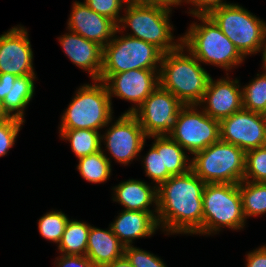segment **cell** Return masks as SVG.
I'll list each match as a JSON object with an SVG mask.
<instances>
[{
    "instance_id": "cell-1",
    "label": "cell",
    "mask_w": 266,
    "mask_h": 267,
    "mask_svg": "<svg viewBox=\"0 0 266 267\" xmlns=\"http://www.w3.org/2000/svg\"><path fill=\"white\" fill-rule=\"evenodd\" d=\"M203 182L191 169L157 188V222L168 234H196L203 227Z\"/></svg>"
},
{
    "instance_id": "cell-2",
    "label": "cell",
    "mask_w": 266,
    "mask_h": 267,
    "mask_svg": "<svg viewBox=\"0 0 266 267\" xmlns=\"http://www.w3.org/2000/svg\"><path fill=\"white\" fill-rule=\"evenodd\" d=\"M184 49L181 44L175 50L163 53L159 85L184 105H199L211 76L190 52L186 55Z\"/></svg>"
},
{
    "instance_id": "cell-3",
    "label": "cell",
    "mask_w": 266,
    "mask_h": 267,
    "mask_svg": "<svg viewBox=\"0 0 266 267\" xmlns=\"http://www.w3.org/2000/svg\"><path fill=\"white\" fill-rule=\"evenodd\" d=\"M202 23H192L182 37V44L200 63L230 71L244 57L208 15H195Z\"/></svg>"
},
{
    "instance_id": "cell-4",
    "label": "cell",
    "mask_w": 266,
    "mask_h": 267,
    "mask_svg": "<svg viewBox=\"0 0 266 267\" xmlns=\"http://www.w3.org/2000/svg\"><path fill=\"white\" fill-rule=\"evenodd\" d=\"M84 84L64 111L59 130L92 129L109 126L112 122V99L106 84L101 80ZM98 83V84H97Z\"/></svg>"
},
{
    "instance_id": "cell-5",
    "label": "cell",
    "mask_w": 266,
    "mask_h": 267,
    "mask_svg": "<svg viewBox=\"0 0 266 267\" xmlns=\"http://www.w3.org/2000/svg\"><path fill=\"white\" fill-rule=\"evenodd\" d=\"M171 7L126 4L124 10L126 14L121 17L117 31L118 33L122 29L126 31L129 27L133 33L128 36L151 43L163 53L173 51L182 44V37L178 38L180 43L173 41L175 38L171 33L173 25L169 20Z\"/></svg>"
},
{
    "instance_id": "cell-6",
    "label": "cell",
    "mask_w": 266,
    "mask_h": 267,
    "mask_svg": "<svg viewBox=\"0 0 266 267\" xmlns=\"http://www.w3.org/2000/svg\"><path fill=\"white\" fill-rule=\"evenodd\" d=\"M191 170L206 184H239L245 174L246 152L219 140L193 154Z\"/></svg>"
},
{
    "instance_id": "cell-7",
    "label": "cell",
    "mask_w": 266,
    "mask_h": 267,
    "mask_svg": "<svg viewBox=\"0 0 266 267\" xmlns=\"http://www.w3.org/2000/svg\"><path fill=\"white\" fill-rule=\"evenodd\" d=\"M208 16L217 24L240 54H257L266 49V23L238 4H227L212 10ZM262 49V50H261Z\"/></svg>"
},
{
    "instance_id": "cell-8",
    "label": "cell",
    "mask_w": 266,
    "mask_h": 267,
    "mask_svg": "<svg viewBox=\"0 0 266 267\" xmlns=\"http://www.w3.org/2000/svg\"><path fill=\"white\" fill-rule=\"evenodd\" d=\"M203 227L196 234H216L221 227L238 230L245 226L239 184H205Z\"/></svg>"
},
{
    "instance_id": "cell-9",
    "label": "cell",
    "mask_w": 266,
    "mask_h": 267,
    "mask_svg": "<svg viewBox=\"0 0 266 267\" xmlns=\"http://www.w3.org/2000/svg\"><path fill=\"white\" fill-rule=\"evenodd\" d=\"M163 52L151 43L128 35L116 37L103 47L101 74L131 69H160Z\"/></svg>"
},
{
    "instance_id": "cell-10",
    "label": "cell",
    "mask_w": 266,
    "mask_h": 267,
    "mask_svg": "<svg viewBox=\"0 0 266 267\" xmlns=\"http://www.w3.org/2000/svg\"><path fill=\"white\" fill-rule=\"evenodd\" d=\"M197 108L198 105H184L168 134L192 155L220 140V121Z\"/></svg>"
},
{
    "instance_id": "cell-11",
    "label": "cell",
    "mask_w": 266,
    "mask_h": 267,
    "mask_svg": "<svg viewBox=\"0 0 266 267\" xmlns=\"http://www.w3.org/2000/svg\"><path fill=\"white\" fill-rule=\"evenodd\" d=\"M183 106L178 98L159 85L133 114L147 137L168 135Z\"/></svg>"
},
{
    "instance_id": "cell-12",
    "label": "cell",
    "mask_w": 266,
    "mask_h": 267,
    "mask_svg": "<svg viewBox=\"0 0 266 267\" xmlns=\"http://www.w3.org/2000/svg\"><path fill=\"white\" fill-rule=\"evenodd\" d=\"M114 96L134 103L125 113H134L159 86V69H131L116 74H101L100 79Z\"/></svg>"
},
{
    "instance_id": "cell-13",
    "label": "cell",
    "mask_w": 266,
    "mask_h": 267,
    "mask_svg": "<svg viewBox=\"0 0 266 267\" xmlns=\"http://www.w3.org/2000/svg\"><path fill=\"white\" fill-rule=\"evenodd\" d=\"M146 139L147 136L133 113H123L104 135L101 134V140L111 156L124 165L139 156Z\"/></svg>"
},
{
    "instance_id": "cell-14",
    "label": "cell",
    "mask_w": 266,
    "mask_h": 267,
    "mask_svg": "<svg viewBox=\"0 0 266 267\" xmlns=\"http://www.w3.org/2000/svg\"><path fill=\"white\" fill-rule=\"evenodd\" d=\"M220 140L245 152L266 145V115L242 109L220 120Z\"/></svg>"
},
{
    "instance_id": "cell-15",
    "label": "cell",
    "mask_w": 266,
    "mask_h": 267,
    "mask_svg": "<svg viewBox=\"0 0 266 267\" xmlns=\"http://www.w3.org/2000/svg\"><path fill=\"white\" fill-rule=\"evenodd\" d=\"M0 73L17 77L35 75L33 51L25 27H12L0 35Z\"/></svg>"
},
{
    "instance_id": "cell-16",
    "label": "cell",
    "mask_w": 266,
    "mask_h": 267,
    "mask_svg": "<svg viewBox=\"0 0 266 267\" xmlns=\"http://www.w3.org/2000/svg\"><path fill=\"white\" fill-rule=\"evenodd\" d=\"M239 83V80H231L228 76L217 81L211 77L199 106L204 105L202 110L208 116L219 121L241 111L243 109V97Z\"/></svg>"
},
{
    "instance_id": "cell-17",
    "label": "cell",
    "mask_w": 266,
    "mask_h": 267,
    "mask_svg": "<svg viewBox=\"0 0 266 267\" xmlns=\"http://www.w3.org/2000/svg\"><path fill=\"white\" fill-rule=\"evenodd\" d=\"M68 30L100 46H106L114 34H117V24L110 18L98 14L84 2L73 3L72 12L67 22Z\"/></svg>"
},
{
    "instance_id": "cell-18",
    "label": "cell",
    "mask_w": 266,
    "mask_h": 267,
    "mask_svg": "<svg viewBox=\"0 0 266 267\" xmlns=\"http://www.w3.org/2000/svg\"><path fill=\"white\" fill-rule=\"evenodd\" d=\"M36 75L17 77L10 73H0V101L9 117L24 120V110L33 98Z\"/></svg>"
},
{
    "instance_id": "cell-19",
    "label": "cell",
    "mask_w": 266,
    "mask_h": 267,
    "mask_svg": "<svg viewBox=\"0 0 266 267\" xmlns=\"http://www.w3.org/2000/svg\"><path fill=\"white\" fill-rule=\"evenodd\" d=\"M69 32L58 38L63 52L72 63L88 71L92 80H99L102 70L103 47L77 33Z\"/></svg>"
},
{
    "instance_id": "cell-20",
    "label": "cell",
    "mask_w": 266,
    "mask_h": 267,
    "mask_svg": "<svg viewBox=\"0 0 266 267\" xmlns=\"http://www.w3.org/2000/svg\"><path fill=\"white\" fill-rule=\"evenodd\" d=\"M110 226L125 247L132 246L136 238L150 237L159 228L157 214L134 210H123Z\"/></svg>"
},
{
    "instance_id": "cell-21",
    "label": "cell",
    "mask_w": 266,
    "mask_h": 267,
    "mask_svg": "<svg viewBox=\"0 0 266 267\" xmlns=\"http://www.w3.org/2000/svg\"><path fill=\"white\" fill-rule=\"evenodd\" d=\"M115 192L113 201L123 205L124 210L155 212L157 214V187L143 181L129 179L112 188ZM155 210H150L151 204ZM150 205V206H149Z\"/></svg>"
},
{
    "instance_id": "cell-22",
    "label": "cell",
    "mask_w": 266,
    "mask_h": 267,
    "mask_svg": "<svg viewBox=\"0 0 266 267\" xmlns=\"http://www.w3.org/2000/svg\"><path fill=\"white\" fill-rule=\"evenodd\" d=\"M125 246L113 233L111 226L109 230H103L94 226L90 227L86 256L97 267H104L114 260L124 256Z\"/></svg>"
},
{
    "instance_id": "cell-23",
    "label": "cell",
    "mask_w": 266,
    "mask_h": 267,
    "mask_svg": "<svg viewBox=\"0 0 266 267\" xmlns=\"http://www.w3.org/2000/svg\"><path fill=\"white\" fill-rule=\"evenodd\" d=\"M184 150L169 135H162L163 182L191 169V160Z\"/></svg>"
},
{
    "instance_id": "cell-24",
    "label": "cell",
    "mask_w": 266,
    "mask_h": 267,
    "mask_svg": "<svg viewBox=\"0 0 266 267\" xmlns=\"http://www.w3.org/2000/svg\"><path fill=\"white\" fill-rule=\"evenodd\" d=\"M90 227V224L88 225L81 221L69 219L57 246L61 254L75 256L86 255Z\"/></svg>"
},
{
    "instance_id": "cell-25",
    "label": "cell",
    "mask_w": 266,
    "mask_h": 267,
    "mask_svg": "<svg viewBox=\"0 0 266 267\" xmlns=\"http://www.w3.org/2000/svg\"><path fill=\"white\" fill-rule=\"evenodd\" d=\"M60 137L70 142L76 157L82 158L101 150V133L92 129L59 130Z\"/></svg>"
},
{
    "instance_id": "cell-26",
    "label": "cell",
    "mask_w": 266,
    "mask_h": 267,
    "mask_svg": "<svg viewBox=\"0 0 266 267\" xmlns=\"http://www.w3.org/2000/svg\"><path fill=\"white\" fill-rule=\"evenodd\" d=\"M239 191L245 218L266 213V183L243 180Z\"/></svg>"
},
{
    "instance_id": "cell-27",
    "label": "cell",
    "mask_w": 266,
    "mask_h": 267,
    "mask_svg": "<svg viewBox=\"0 0 266 267\" xmlns=\"http://www.w3.org/2000/svg\"><path fill=\"white\" fill-rule=\"evenodd\" d=\"M77 169L81 176L91 183L107 181L112 170L110 158L105 155L102 149L96 153L79 158Z\"/></svg>"
},
{
    "instance_id": "cell-28",
    "label": "cell",
    "mask_w": 266,
    "mask_h": 267,
    "mask_svg": "<svg viewBox=\"0 0 266 267\" xmlns=\"http://www.w3.org/2000/svg\"><path fill=\"white\" fill-rule=\"evenodd\" d=\"M262 75L242 87L243 109L266 115V68Z\"/></svg>"
},
{
    "instance_id": "cell-29",
    "label": "cell",
    "mask_w": 266,
    "mask_h": 267,
    "mask_svg": "<svg viewBox=\"0 0 266 267\" xmlns=\"http://www.w3.org/2000/svg\"><path fill=\"white\" fill-rule=\"evenodd\" d=\"M68 220L62 211L47 212L38 220V230L43 238L59 244Z\"/></svg>"
},
{
    "instance_id": "cell-30",
    "label": "cell",
    "mask_w": 266,
    "mask_h": 267,
    "mask_svg": "<svg viewBox=\"0 0 266 267\" xmlns=\"http://www.w3.org/2000/svg\"><path fill=\"white\" fill-rule=\"evenodd\" d=\"M243 180L266 183V145L246 151Z\"/></svg>"
},
{
    "instance_id": "cell-31",
    "label": "cell",
    "mask_w": 266,
    "mask_h": 267,
    "mask_svg": "<svg viewBox=\"0 0 266 267\" xmlns=\"http://www.w3.org/2000/svg\"><path fill=\"white\" fill-rule=\"evenodd\" d=\"M151 137L155 139V142L142 162H144L145 175L152 179L158 188L163 183L162 135H153L147 138Z\"/></svg>"
},
{
    "instance_id": "cell-32",
    "label": "cell",
    "mask_w": 266,
    "mask_h": 267,
    "mask_svg": "<svg viewBox=\"0 0 266 267\" xmlns=\"http://www.w3.org/2000/svg\"><path fill=\"white\" fill-rule=\"evenodd\" d=\"M25 121L9 117L0 121V157L5 156L15 144V139Z\"/></svg>"
},
{
    "instance_id": "cell-33",
    "label": "cell",
    "mask_w": 266,
    "mask_h": 267,
    "mask_svg": "<svg viewBox=\"0 0 266 267\" xmlns=\"http://www.w3.org/2000/svg\"><path fill=\"white\" fill-rule=\"evenodd\" d=\"M124 256L133 267H167L166 264L153 253L132 246L124 248Z\"/></svg>"
},
{
    "instance_id": "cell-34",
    "label": "cell",
    "mask_w": 266,
    "mask_h": 267,
    "mask_svg": "<svg viewBox=\"0 0 266 267\" xmlns=\"http://www.w3.org/2000/svg\"><path fill=\"white\" fill-rule=\"evenodd\" d=\"M92 10L113 20L117 25L121 19L120 10L126 5L124 0H84Z\"/></svg>"
},
{
    "instance_id": "cell-35",
    "label": "cell",
    "mask_w": 266,
    "mask_h": 267,
    "mask_svg": "<svg viewBox=\"0 0 266 267\" xmlns=\"http://www.w3.org/2000/svg\"><path fill=\"white\" fill-rule=\"evenodd\" d=\"M182 2L190 3L193 7L190 10V14L195 15H208L212 10L221 6L230 4L223 2V0H183Z\"/></svg>"
},
{
    "instance_id": "cell-36",
    "label": "cell",
    "mask_w": 266,
    "mask_h": 267,
    "mask_svg": "<svg viewBox=\"0 0 266 267\" xmlns=\"http://www.w3.org/2000/svg\"><path fill=\"white\" fill-rule=\"evenodd\" d=\"M58 258H56V267H97L86 255L75 256L61 254Z\"/></svg>"
},
{
    "instance_id": "cell-37",
    "label": "cell",
    "mask_w": 266,
    "mask_h": 267,
    "mask_svg": "<svg viewBox=\"0 0 266 267\" xmlns=\"http://www.w3.org/2000/svg\"><path fill=\"white\" fill-rule=\"evenodd\" d=\"M246 262V267H266V245L249 252Z\"/></svg>"
},
{
    "instance_id": "cell-38",
    "label": "cell",
    "mask_w": 266,
    "mask_h": 267,
    "mask_svg": "<svg viewBox=\"0 0 266 267\" xmlns=\"http://www.w3.org/2000/svg\"><path fill=\"white\" fill-rule=\"evenodd\" d=\"M131 5H155V6H175L171 0H124Z\"/></svg>"
},
{
    "instance_id": "cell-39",
    "label": "cell",
    "mask_w": 266,
    "mask_h": 267,
    "mask_svg": "<svg viewBox=\"0 0 266 267\" xmlns=\"http://www.w3.org/2000/svg\"><path fill=\"white\" fill-rule=\"evenodd\" d=\"M104 267H133L125 256L114 260L112 263L107 264Z\"/></svg>"
},
{
    "instance_id": "cell-40",
    "label": "cell",
    "mask_w": 266,
    "mask_h": 267,
    "mask_svg": "<svg viewBox=\"0 0 266 267\" xmlns=\"http://www.w3.org/2000/svg\"><path fill=\"white\" fill-rule=\"evenodd\" d=\"M9 116L6 114V112L3 110L2 102L0 101V121L8 119Z\"/></svg>"
},
{
    "instance_id": "cell-41",
    "label": "cell",
    "mask_w": 266,
    "mask_h": 267,
    "mask_svg": "<svg viewBox=\"0 0 266 267\" xmlns=\"http://www.w3.org/2000/svg\"><path fill=\"white\" fill-rule=\"evenodd\" d=\"M262 59H263V66L264 68H266V49H265V52H264V56H262Z\"/></svg>"
},
{
    "instance_id": "cell-42",
    "label": "cell",
    "mask_w": 266,
    "mask_h": 267,
    "mask_svg": "<svg viewBox=\"0 0 266 267\" xmlns=\"http://www.w3.org/2000/svg\"><path fill=\"white\" fill-rule=\"evenodd\" d=\"M176 6L181 5L183 0H171Z\"/></svg>"
}]
</instances>
